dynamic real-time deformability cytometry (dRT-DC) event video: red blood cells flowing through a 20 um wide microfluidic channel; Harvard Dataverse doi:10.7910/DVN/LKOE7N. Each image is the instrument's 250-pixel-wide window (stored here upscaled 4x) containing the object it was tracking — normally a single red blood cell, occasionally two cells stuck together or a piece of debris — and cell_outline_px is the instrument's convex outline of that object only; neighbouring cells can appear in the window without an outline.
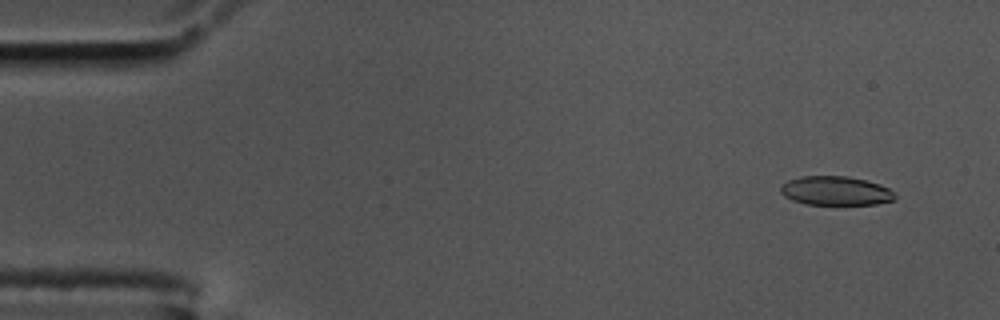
{"species": "common noctule bat (a hibernating species)", "species_latin": "Nyctalus noctula", "temperature_condition": "cold", "stored_images_in_passage": 59, "camera_frame_rate_fps": 3000, "um_per_image_px": 0.085, "animal": {"sex": "male", "body_mass_g": 17.5, "forearm_length_mm": 52.3}, "frame": {"image": 1, "passage_image": 5, "time_ms": 1.333, "image_size_px": [1000, 320], "cell_outline_px": [[896, 200], [876, 204], [804, 204], [792, 200], [784, 196], [780, 192], [780, 188], [788, 180], [804, 176], [848, 176], [880, 184], [888, 188], [896, 196]], "centroid_in_image_um": [71.03, 16.22], "position_along_channel_um": 14.0, "area_um2": 19.25}}
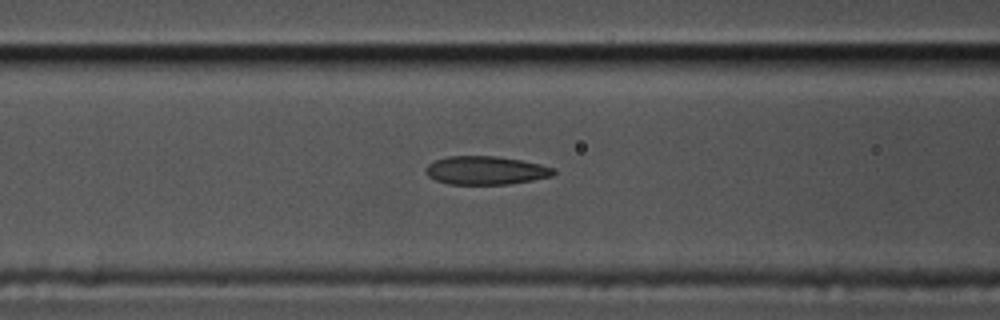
{"frame": {"image": 2, "passage_image": 24, "time_ms": 7.667, "image_size_px": [1000, 320], "cell_outline_px": [[556, 172], [552, 176], [532, 180], [508, 184], [448, 184], [436, 180], [428, 176], [424, 172], [424, 168], [428, 164], [436, 160], [448, 156], [496, 156], [520, 160], [540, 164], [556, 168]], "centroid_in_image_um": [41.28, 14.48], "position_along_channel_um": 125.3, "area_um2": 21.21}}
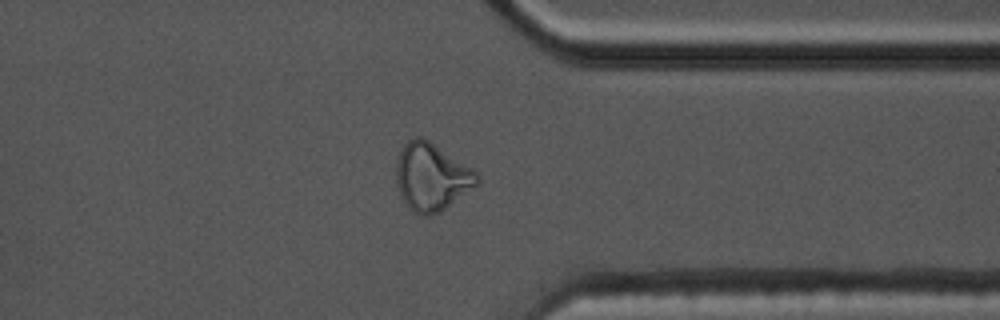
{"frame": {"image": 3, "passage_image": 46, "time_ms": 15.0, "image_size_px": [1000, 320], "cell_outline_px": [[480, 184], [440, 212], [428, 216], [420, 216], [408, 208], [400, 192], [396, 180], [396, 164], [400, 152], [404, 144], [412, 136], [420, 136], [428, 140], [472, 168], [480, 176]], "centroid_in_image_um": [36.7, 15.05], "position_along_channel_um": 374.7, "area_um2": 31.91}, "authors_computed_cell_mechanics": {"area_um2": 21.6172, "velocity_mm_per_s": 3.458, "shape_relaxation_time_tau1_ms": null, "shape_relaxation_time_tau2_ms": 1.9027, "deformation_change_tau1": null, "deformation_change_tau2": 0.076}}